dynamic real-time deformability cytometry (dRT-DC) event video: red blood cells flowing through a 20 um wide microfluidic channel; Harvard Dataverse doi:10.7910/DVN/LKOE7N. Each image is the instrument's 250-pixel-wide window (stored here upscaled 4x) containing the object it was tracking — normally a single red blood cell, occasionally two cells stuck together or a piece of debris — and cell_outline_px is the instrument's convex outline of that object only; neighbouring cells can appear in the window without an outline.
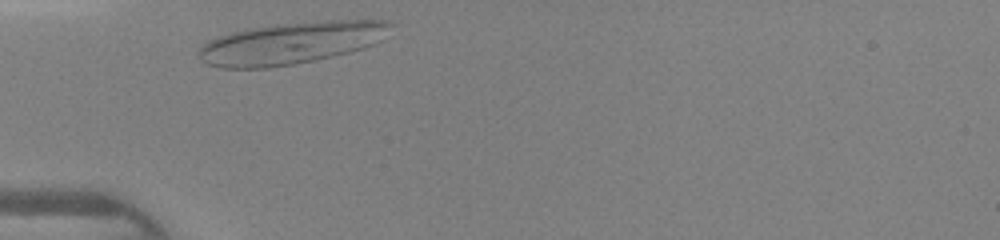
{"species": "human", "species_latin": "Homo sapiens", "temperature_condition": "warm", "stored_images_in_passage": 24, "camera_frame_rate_fps": 3000, "um_per_image_px": 0.085, "donor": {"sex": "female"}, "frame": {"image": 1, "passage_image": 1, "time_ms": 0.0, "image_size_px": [1000, 240], "cell_outline_px": [[396, 24], [384, 40], [376, 44], [364, 48], [332, 56], [292, 64], [268, 68], [220, 68], [204, 64], [200, 60], [196, 52], [208, 40], [216, 36], [232, 32], [252, 28], [276, 24], [320, 20], [384, 20]], "centroid_in_image_um": [24.78, 3.65], "position_along_channel_um": 60.2, "area_um2": 47.51}}
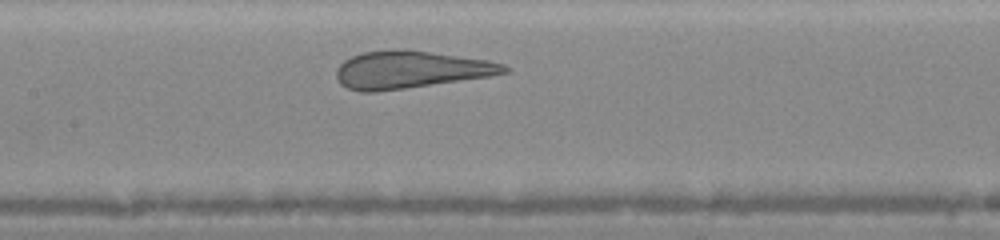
{"frame": {"image": 2, "passage_image": 9, "time_ms": 2.667, "image_size_px": [1000, 240], "cell_outline_px": [[512, 72], [488, 76], [376, 92], [360, 92], [348, 88], [340, 84], [336, 76], [336, 68], [344, 60], [352, 56], [364, 52], [392, 48], [404, 48], [488, 60], [504, 64], [512, 68]], "centroid_in_image_um": [34.89, 5.9], "position_along_channel_um": 172.5, "area_um2": 36.76}}
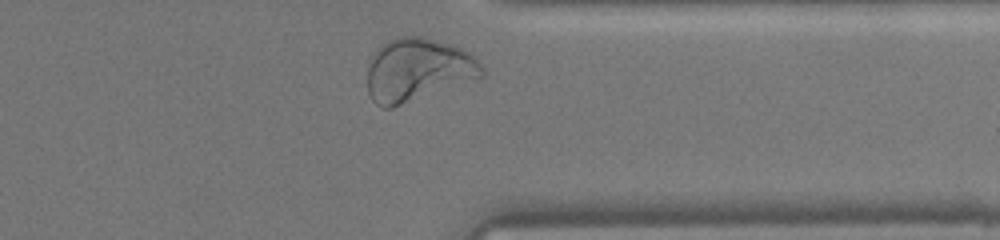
{"frame": {"image": 3, "passage_image": 23, "time_ms": 7.333, "image_size_px": [1000, 240], "cell_outline_px": [[484, 76], [392, 108], [384, 108], [376, 104], [372, 100], [368, 92], [368, 60], [376, 48], [380, 44], [388, 40], [400, 36], [420, 36], [452, 44], [468, 52], [484, 68]], "centroid_in_image_um": [35.47, 5.92], "position_along_channel_um": 375.9, "area_um2": 42.14}}